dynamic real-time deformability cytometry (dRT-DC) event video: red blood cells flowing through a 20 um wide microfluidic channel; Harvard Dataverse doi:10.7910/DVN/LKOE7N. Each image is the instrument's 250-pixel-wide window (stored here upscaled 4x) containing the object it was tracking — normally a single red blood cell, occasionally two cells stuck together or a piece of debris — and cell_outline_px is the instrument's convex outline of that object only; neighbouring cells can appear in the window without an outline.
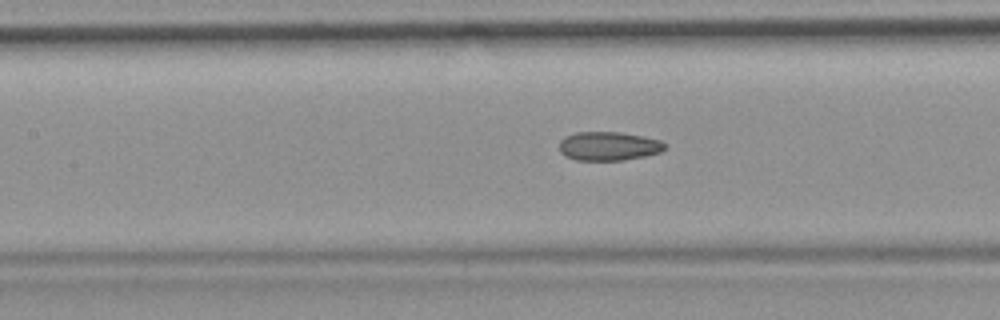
{"species": "common noctule bat (a hibernating species)", "species_latin": "Nyctalus noctula", "temperature_condition": "room temperature", "stored_images_in_passage": 13, "camera_frame_rate_fps": 3000, "um_per_image_px": 0.085, "animal": {"sex": "female", "body_mass_g": 19.9}, "frame": {"image": 1, "passage_image": 11, "time_ms": 3.333, "image_size_px": [1000, 320], "cell_outline_px": [[668, 148], [660, 152], [644, 156], [624, 160], [576, 160], [564, 156], [560, 152], [560, 140], [564, 136], [576, 132], [620, 132], [660, 140], [668, 144]], "centroid_in_image_um": [51.74, 12.42], "position_along_channel_um": 155.7, "area_um2": 17.86}}